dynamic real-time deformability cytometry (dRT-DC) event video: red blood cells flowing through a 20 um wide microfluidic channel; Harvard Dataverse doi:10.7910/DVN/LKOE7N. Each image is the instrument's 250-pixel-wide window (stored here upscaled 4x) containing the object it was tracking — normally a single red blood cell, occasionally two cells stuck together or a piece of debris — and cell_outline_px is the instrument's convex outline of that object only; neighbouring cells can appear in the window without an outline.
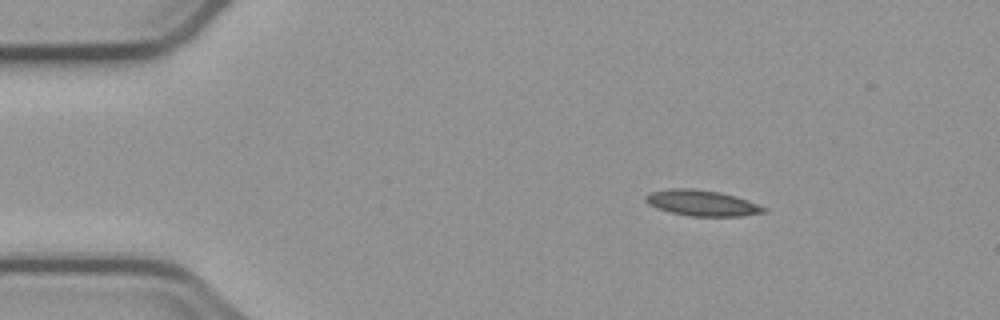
{"species": "common noctule bat (a hibernating species)", "species_latin": "Nyctalus noctula", "temperature_condition": "cold", "stored_images_in_passage": 3, "camera_frame_rate_fps": 3000, "um_per_image_px": 0.085, "animal": {"sex": "male", "body_mass_g": 23.1, "forearm_length_mm": 52.7}, "frame": {"image": 1, "passage_image": 1, "time_ms": 0.0, "image_size_px": [1000, 320], "cell_outline_px": [[768, 212], [740, 216], [688, 216], [656, 208], [648, 204], [644, 200], [644, 196], [648, 192], [668, 188], [692, 188], [720, 192], [736, 196], [748, 200], [768, 208]], "centroid_in_image_um": [59.65, 17.24], "position_along_channel_um": 25.3, "area_um2": 18.03}}